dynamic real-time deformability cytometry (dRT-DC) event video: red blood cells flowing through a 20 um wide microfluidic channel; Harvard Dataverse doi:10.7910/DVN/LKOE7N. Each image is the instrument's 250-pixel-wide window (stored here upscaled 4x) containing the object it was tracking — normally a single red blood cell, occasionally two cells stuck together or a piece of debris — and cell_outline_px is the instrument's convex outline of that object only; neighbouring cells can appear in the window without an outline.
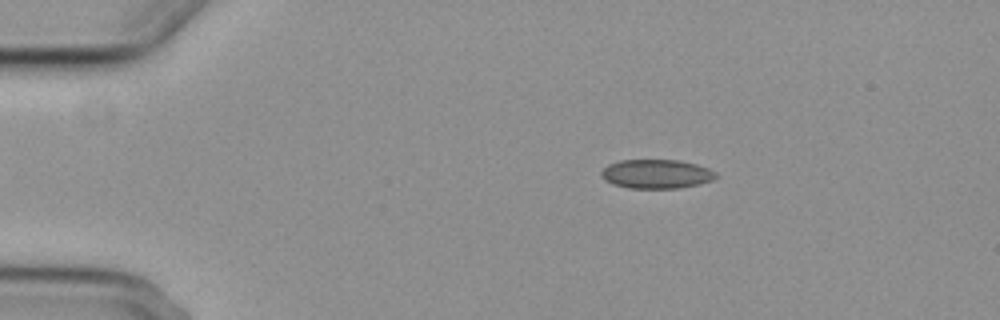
{"species": "common noctule bat (a hibernating species)", "species_latin": "Nyctalus noctula", "temperature_condition": "cold", "stored_images_in_passage": 4, "camera_frame_rate_fps": 3000, "um_per_image_px": 0.085, "animal": {"sex": "female", "body_mass_g": 29.2, "forearm_length_mm": 56.3}, "frame": {"image": 1, "passage_image": 2, "time_ms": 1.333, "image_size_px": [1000, 320], "cell_outline_px": [[720, 176], [712, 180], [680, 188], [628, 188], [612, 184], [604, 180], [600, 176], [600, 172], [608, 164], [620, 160], [680, 160], [696, 164], [708, 168], [716, 172]], "centroid_in_image_um": [55.78, 14.78], "position_along_channel_um": 29.2, "area_um2": 19.54}}